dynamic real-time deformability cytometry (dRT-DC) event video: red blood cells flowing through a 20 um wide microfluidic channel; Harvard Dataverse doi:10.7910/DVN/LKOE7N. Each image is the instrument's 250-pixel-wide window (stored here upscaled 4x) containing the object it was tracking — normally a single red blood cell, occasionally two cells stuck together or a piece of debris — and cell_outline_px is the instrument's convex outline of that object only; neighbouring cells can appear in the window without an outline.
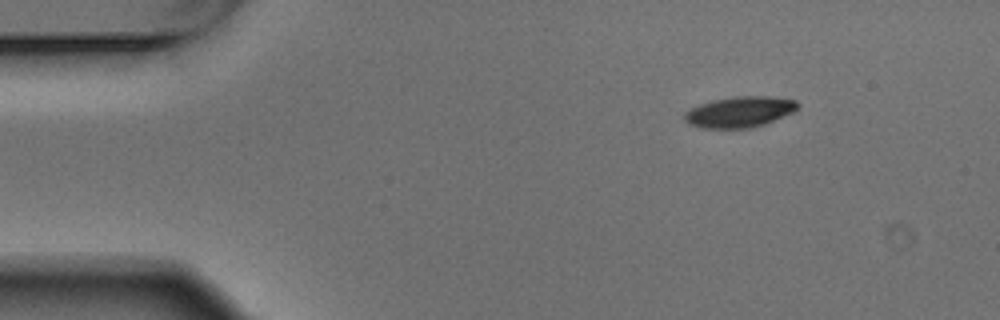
{"species": "Egyptian fruit bat (a non-hibernating species)", "species_latin": "Rousettus aegyptiacus", "temperature_condition": "warm", "stored_images_in_passage": 3, "camera_frame_rate_fps": 3000, "um_per_image_px": 0.085, "animal": {"sex": "male"}, "frame": {"image": 1, "passage_image": 1, "time_ms": 0.0, "image_size_px": [1000, 320], "cell_outline_px": [[800, 104], [792, 112], [764, 124], [748, 128], [704, 128], [688, 124], [684, 120], [684, 112], [688, 108], [712, 100], [732, 96], [768, 96], [796, 100]], "centroid_in_image_um": [62.81, 9.5], "position_along_channel_um": 22.2, "area_um2": 20.35}}